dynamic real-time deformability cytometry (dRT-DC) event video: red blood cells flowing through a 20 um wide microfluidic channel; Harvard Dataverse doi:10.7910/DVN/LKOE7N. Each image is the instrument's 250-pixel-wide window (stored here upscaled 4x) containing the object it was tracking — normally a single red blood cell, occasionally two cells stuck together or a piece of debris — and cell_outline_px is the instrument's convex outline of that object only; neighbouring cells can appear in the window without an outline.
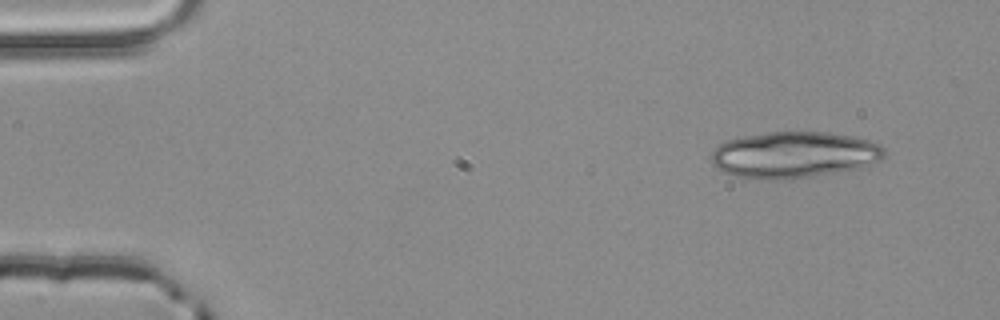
{"species": "common noctule bat (a hibernating species)", "species_latin": "Nyctalus noctula", "temperature_condition": "room temperature", "stored_images_in_passage": 3, "camera_frame_rate_fps": 3000, "um_per_image_px": 0.085, "animal": {"sex": "male", "body_mass_g": 20.4}, "frame": {"image": 1, "passage_image": 1, "time_ms": 0.0, "image_size_px": [1000, 320], "cell_outline_px": [[888, 156], [880, 160], [860, 168], [812, 176], [780, 180], [764, 180], [736, 176], [724, 172], [716, 168], [712, 164], [712, 152], [724, 140], [744, 136], [768, 132], [828, 132], [852, 136], [868, 140], [880, 144], [884, 148]], "centroid_in_image_um": [67.51, 13.16], "position_along_channel_um": 17.5, "area_um2": 46.99}}